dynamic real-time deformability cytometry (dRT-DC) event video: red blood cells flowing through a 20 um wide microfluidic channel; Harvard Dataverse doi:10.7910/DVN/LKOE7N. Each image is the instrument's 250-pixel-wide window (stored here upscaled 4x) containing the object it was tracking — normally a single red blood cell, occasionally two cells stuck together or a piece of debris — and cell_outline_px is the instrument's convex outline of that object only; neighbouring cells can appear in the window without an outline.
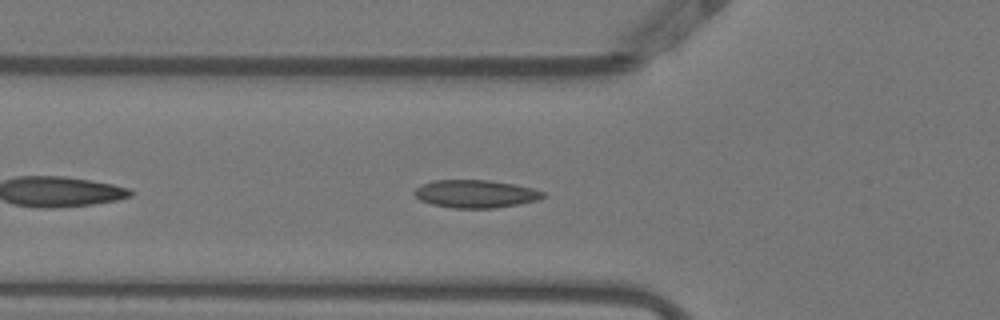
{"species": "Egyptian fruit bat (a non-hibernating species)", "species_latin": "Rousettus aegyptiacus", "temperature_condition": "warm", "stored_images_in_passage": 40, "camera_frame_rate_fps": 3000, "um_per_image_px": 0.085, "animal": {"sex": "female"}, "frame": {"image": 1, "passage_image": 6, "time_ms": 1.667, "image_size_px": [1000, 320], "cell_outline_px": [[548, 196], [540, 200], [496, 208], [452, 208], [432, 204], [420, 200], [412, 192], [420, 184], [432, 180], [488, 180], [512, 184], [532, 188], [544, 192]], "centroid_in_image_um": [40.42, 16.48], "position_along_channel_um": 85.4, "area_um2": 21.04}}
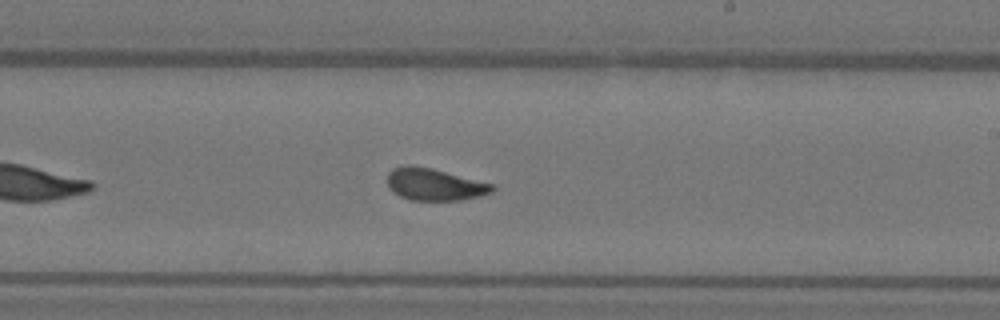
{"frame": {"image": 2, "passage_image": 19, "time_ms": 6.0, "image_size_px": [1000, 320], "cell_outline_px": [[496, 188], [492, 192], [480, 196], [460, 200], [412, 200], [400, 196], [392, 192], [388, 188], [388, 172], [392, 168], [408, 164], [412, 164], [432, 168], [496, 184]], "centroid_in_image_um": [36.94, 15.66], "position_along_channel_um": 252.1, "area_um2": 19.94}}
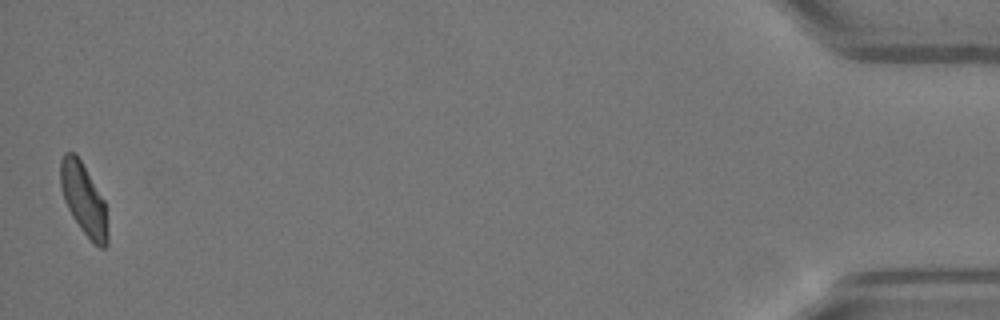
{"frame": {"image": 3, "passage_image": 40, "time_ms": 13.0, "image_size_px": [1000, 320], "cell_outline_px": [[108, 244], [104, 248], [100, 248], [80, 228], [72, 216], [64, 200], [60, 188], [60, 160], [64, 152], [76, 152], [104, 200], [108, 232]], "centroid_in_image_um": [7.09, 16.9], "position_along_channel_um": 428.1, "area_um2": 19.59}, "authors_computed_cell_mechanics": {"area_um2": 19.8832, "velocity_mm_per_s": 3.8453, "shape_relaxation_time_tau1_ms": 7.4848, "shape_relaxation_time_tau2_ms": 0.8485, "deformation_change_tau1": 0.1934, "deformation_change_tau2": 0.0601}}